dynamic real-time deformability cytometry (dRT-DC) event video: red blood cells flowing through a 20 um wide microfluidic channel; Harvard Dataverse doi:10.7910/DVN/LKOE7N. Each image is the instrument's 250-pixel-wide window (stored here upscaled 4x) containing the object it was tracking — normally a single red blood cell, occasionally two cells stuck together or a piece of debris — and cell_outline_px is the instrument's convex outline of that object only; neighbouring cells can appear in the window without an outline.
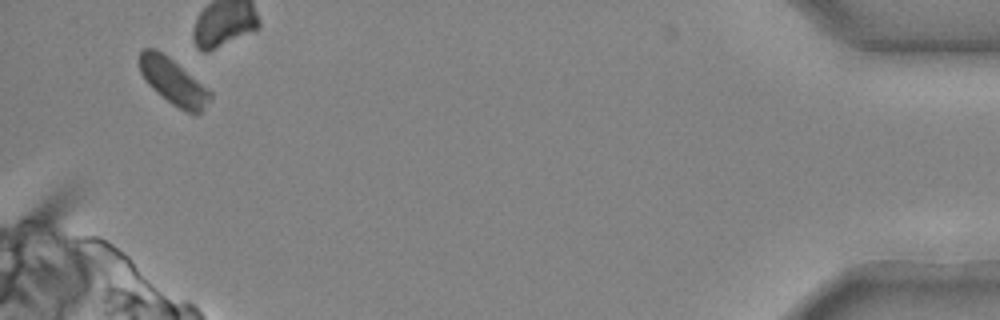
{"species": "common noctule bat (a hibernating species)", "species_latin": "Nyctalus noctula", "temperature_condition": "cold", "stored_images_in_passage": 22, "camera_frame_rate_fps": 3000, "um_per_image_px": 0.085, "animal": {"sex": "male", "body_mass_g": 20.4}, "frame": {"image": 1, "passage_image": 22, "time_ms": 7.0, "image_size_px": [1000, 320], "cell_outline_px": [[212, 100], [200, 112], [184, 112], [172, 104], [156, 92], [148, 84], [140, 72], [140, 52], [144, 48], [156, 48], [168, 56], [208, 88], [212, 92]], "centroid_in_image_um": [14.75, 6.94], "position_along_channel_um": 420.5, "area_um2": 18.9}}